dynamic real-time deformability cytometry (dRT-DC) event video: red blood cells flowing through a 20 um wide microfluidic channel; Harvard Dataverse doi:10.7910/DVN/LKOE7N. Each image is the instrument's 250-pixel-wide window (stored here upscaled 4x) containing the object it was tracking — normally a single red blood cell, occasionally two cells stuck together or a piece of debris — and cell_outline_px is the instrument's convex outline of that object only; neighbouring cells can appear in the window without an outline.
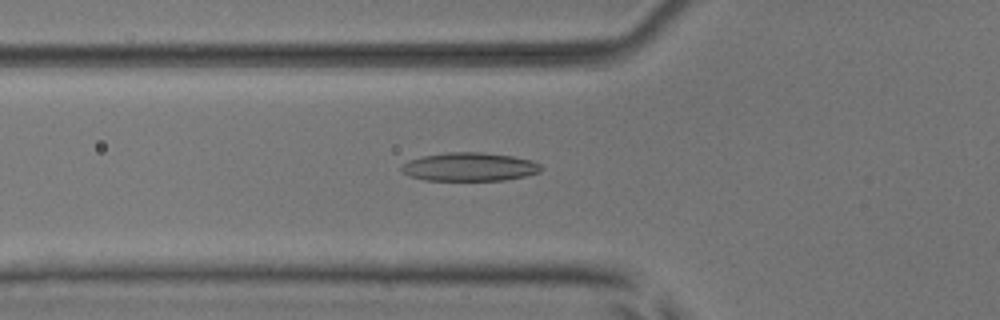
{"species": "common noctule bat (a hibernating species)", "species_latin": "Nyctalus noctula", "temperature_condition": "room temperature", "stored_images_in_passage": 34, "camera_frame_rate_fps": 3000, "um_per_image_px": 0.085, "animal": {"sex": "male", "body_mass_g": 17.9, "forearm_length_mm": 54.2}, "frame": {"image": 1, "passage_image": 7, "time_ms": 2.0, "image_size_px": [1000, 320], "cell_outline_px": [[544, 168], [540, 172], [524, 176], [504, 180], [424, 180], [412, 176], [404, 172], [400, 168], [400, 164], [408, 160], [424, 156], [448, 152], [484, 152], [512, 156], [532, 160], [540, 164]], "centroid_in_image_um": [39.93, 14.17], "position_along_channel_um": 85.9, "area_um2": 23.18}}
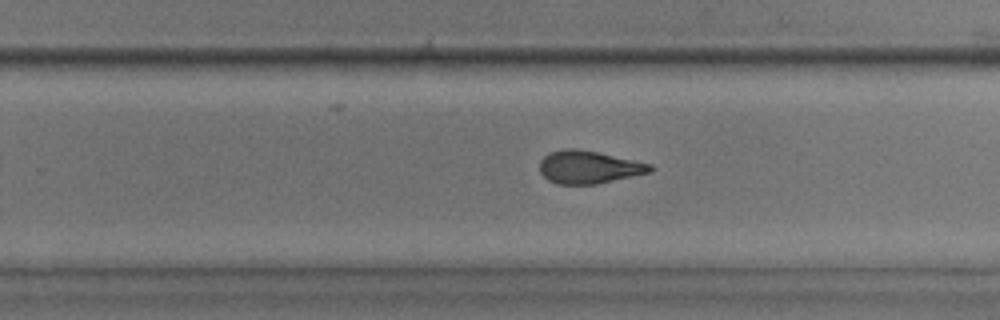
{"frame": {"image": 2, "passage_image": 22, "time_ms": 7.0, "image_size_px": [1000, 320], "cell_outline_px": [[656, 168], [652, 172], [596, 184], [556, 184], [548, 180], [540, 172], [540, 160], [548, 152], [564, 148], [576, 148], [596, 152], [652, 164]], "centroid_in_image_um": [50.04, 14.2], "position_along_channel_um": 279.8, "area_um2": 21.21}}
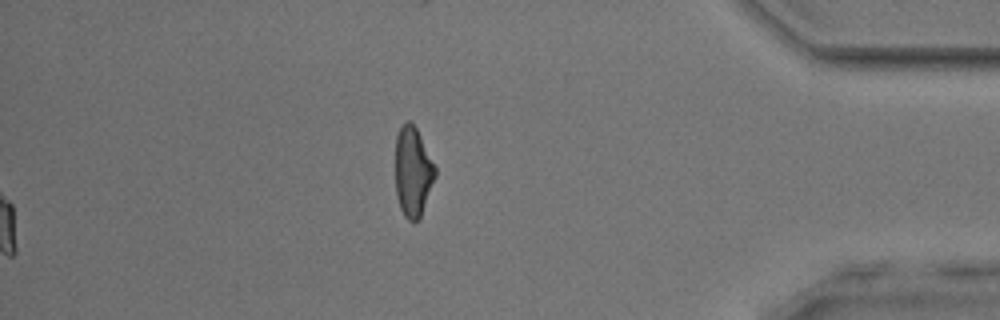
{"frame": {"image": 3, "passage_image": 34, "time_ms": 11.0, "image_size_px": [1000, 320], "cell_outline_px": [[436, 176], [420, 220], [408, 220], [404, 216], [400, 208], [396, 196], [396, 136], [400, 128], [408, 120], [416, 128], [436, 168]], "centroid_in_image_um": [35.1, 14.65], "position_along_channel_um": 400.1, "area_um2": 20.69}, "authors_computed_cell_mechanics": {"area_um2": 21.7328, "velocity_mm_per_s": 3.8824, "shape_relaxation_time_tau1_ms": 5.656, "shape_relaxation_time_tau2_ms": 1.8197, "deformation_change_tau1": 0.1822, "deformation_change_tau2": 0.0933}}